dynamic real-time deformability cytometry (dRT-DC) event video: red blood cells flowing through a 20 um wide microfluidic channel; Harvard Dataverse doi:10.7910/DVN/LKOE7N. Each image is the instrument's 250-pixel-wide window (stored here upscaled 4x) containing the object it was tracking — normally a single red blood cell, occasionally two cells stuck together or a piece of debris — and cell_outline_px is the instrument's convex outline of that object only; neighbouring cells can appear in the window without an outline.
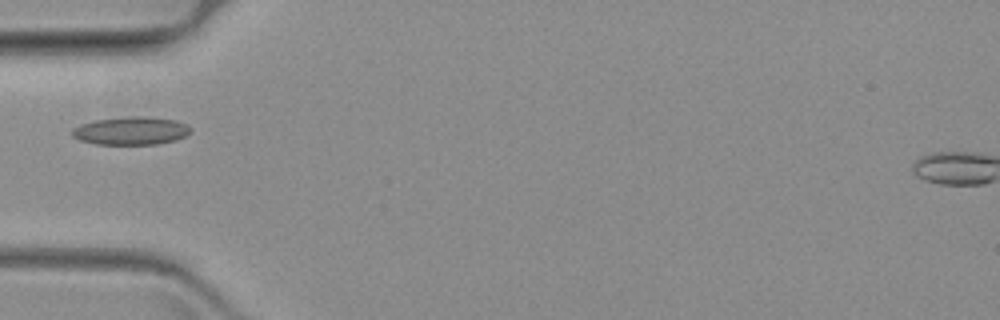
{"species": "common noctule bat (a hibernating species)", "species_latin": "Nyctalus noctula", "temperature_condition": "warm", "stored_images_in_passage": 43, "camera_frame_rate_fps": 3000, "um_per_image_px": 0.085, "animal": {"sex": "female", "body_mass_g": 19.3, "forearm_length_mm": 54.1}, "frame": {"image": 1, "passage_image": 1, "time_ms": 0.0, "image_size_px": [1000, 320], "cell_outline_px": [[192, 132], [176, 140], [156, 144], [96, 144], [80, 140], [72, 136], [72, 128], [80, 124], [96, 120], [132, 116], [140, 116], [176, 120], [188, 124], [192, 128]], "centroid_in_image_um": [11.16, 11.12], "position_along_channel_um": 73.8, "area_um2": 19.36}}
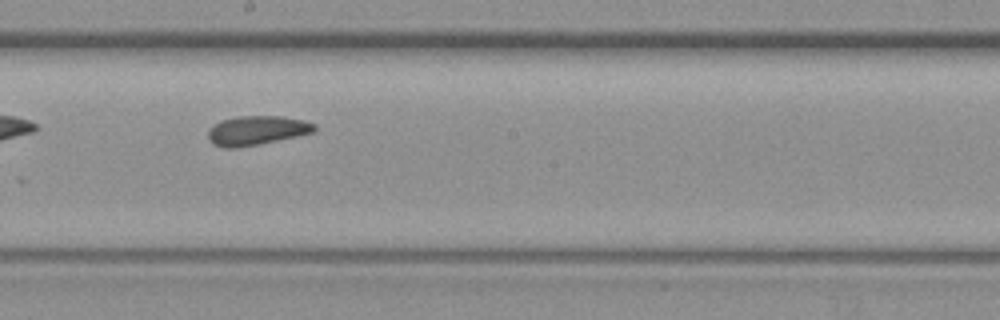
{"frame": {"image": 2, "passage_image": 15, "time_ms": 4.667, "image_size_px": [1000, 320], "cell_outline_px": [[316, 128], [312, 132], [296, 136], [260, 144], [236, 148], [224, 148], [212, 144], [208, 140], [208, 128], [212, 124], [220, 120], [240, 116], [280, 116], [304, 120], [316, 124]], "centroid_in_image_um": [21.76, 11.09], "position_along_channel_um": 226.4, "area_um2": 18.26}}
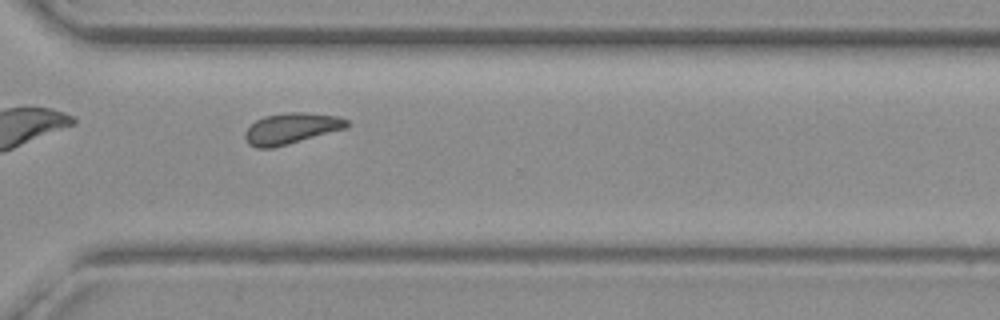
{"frame": {"image": 3, "passage_image": 26, "time_ms": 8.333, "image_size_px": [1000, 320], "cell_outline_px": [[348, 124], [344, 128], [288, 144], [272, 148], [256, 148], [248, 144], [244, 136], [244, 132], [256, 120], [264, 116], [284, 112], [304, 112], [336, 116], [348, 120]], "centroid_in_image_um": [24.69, 10.91], "position_along_channel_um": 345.9, "area_um2": 18.15}}